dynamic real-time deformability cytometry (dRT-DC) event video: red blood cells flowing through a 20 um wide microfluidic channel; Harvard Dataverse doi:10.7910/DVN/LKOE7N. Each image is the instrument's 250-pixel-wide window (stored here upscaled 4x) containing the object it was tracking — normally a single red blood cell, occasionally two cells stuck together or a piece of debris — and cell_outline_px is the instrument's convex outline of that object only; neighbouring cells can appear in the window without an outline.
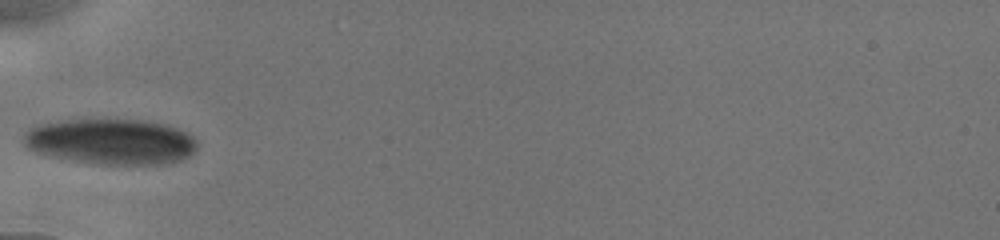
{"species": "human", "species_latin": "Homo sapiens", "temperature_condition": "cold", "stored_images_in_passage": 2, "camera_frame_rate_fps": 3000, "um_per_image_px": 0.085, "donor": {"sex": "male"}, "frame": {"image": 1, "passage_image": 1, "time_ms": 0.0, "image_size_px": [1000, 240], "cell_outline_px": [[196, 148], [188, 156], [180, 160], [164, 164], [100, 164], [76, 160], [56, 156], [40, 152], [28, 148], [24, 140], [24, 132], [32, 124], [60, 120], [144, 120], [168, 124], [188, 132], [196, 140]], "centroid_in_image_um": [9.45, 12.01], "position_along_channel_um": 75.5, "area_um2": 45.95}}